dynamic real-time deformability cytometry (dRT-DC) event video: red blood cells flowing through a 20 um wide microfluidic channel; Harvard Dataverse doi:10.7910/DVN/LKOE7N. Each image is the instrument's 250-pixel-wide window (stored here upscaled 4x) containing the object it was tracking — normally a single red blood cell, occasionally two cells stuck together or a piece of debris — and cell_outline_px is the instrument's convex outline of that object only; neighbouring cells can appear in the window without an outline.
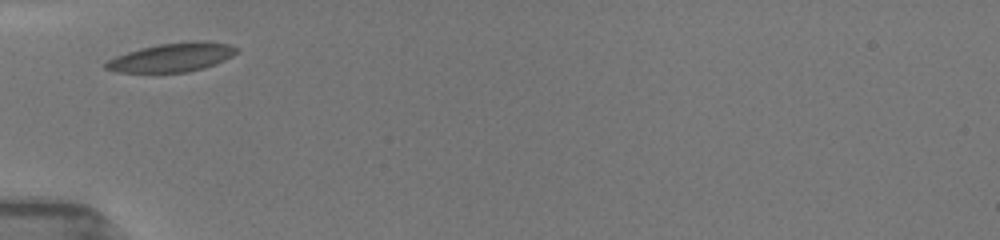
{"species": "common noctule bat (a hibernating species)", "species_latin": "Nyctalus noctula", "temperature_condition": "room temperature", "stored_images_in_passage": 3, "camera_frame_rate_fps": 3000, "um_per_image_px": 0.085, "animal": {"sex": "female", "body_mass_g": 19.5, "forearm_length_mm": 54.1}, "frame": {"image": 1, "passage_image": 1, "time_ms": 0.0, "image_size_px": [1000, 240], "cell_outline_px": [[240, 52], [216, 64], [204, 68], [188, 72], [116, 72], [104, 68], [104, 64], [108, 60], [116, 56], [140, 48], [160, 44], [196, 40], [228, 44], [240, 48]], "centroid_in_image_um": [14.66, 4.87], "position_along_channel_um": 70.3, "area_um2": 21.96}}
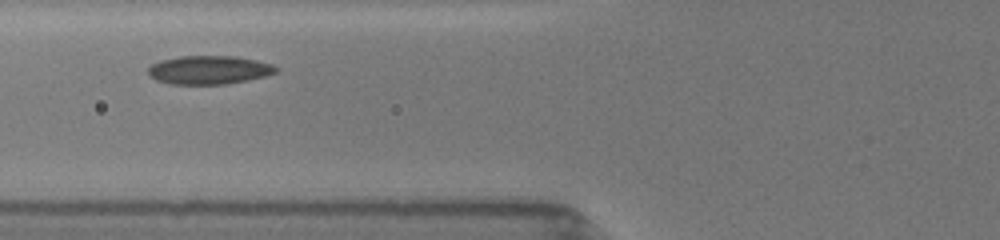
{"frame": {"image": 2, "passage_image": 2, "time_ms": 1.0, "image_size_px": [1000, 240], "cell_outline_px": [[280, 68], [276, 72], [264, 76], [248, 80], [224, 84], [168, 84], [156, 80], [148, 76], [148, 68], [152, 64], [160, 60], [180, 56], [236, 56], [256, 60], [272, 64]], "centroid_in_image_um": [17.75, 5.94], "position_along_channel_um": 108.1, "area_um2": 21.39}}
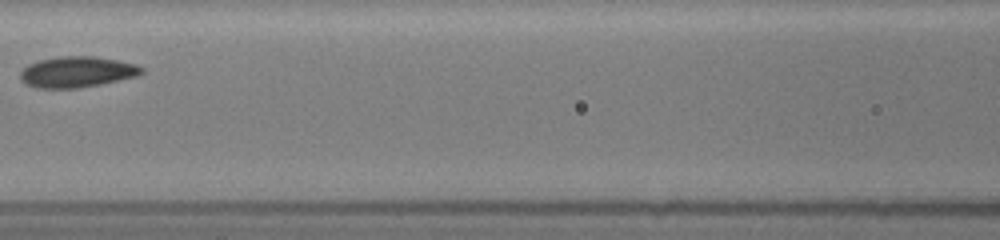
{"frame": {"image": 3, "passage_image": 3, "time_ms": 2.333, "image_size_px": [1000, 240], "cell_outline_px": [[144, 72], [136, 76], [100, 84], [76, 88], [36, 88], [20, 80], [20, 72], [28, 64], [40, 60], [60, 56], [92, 56], [116, 60], [136, 64], [144, 68]], "centroid_in_image_um": [6.53, 6.11], "position_along_channel_um": 160.1, "area_um2": 21.68}}